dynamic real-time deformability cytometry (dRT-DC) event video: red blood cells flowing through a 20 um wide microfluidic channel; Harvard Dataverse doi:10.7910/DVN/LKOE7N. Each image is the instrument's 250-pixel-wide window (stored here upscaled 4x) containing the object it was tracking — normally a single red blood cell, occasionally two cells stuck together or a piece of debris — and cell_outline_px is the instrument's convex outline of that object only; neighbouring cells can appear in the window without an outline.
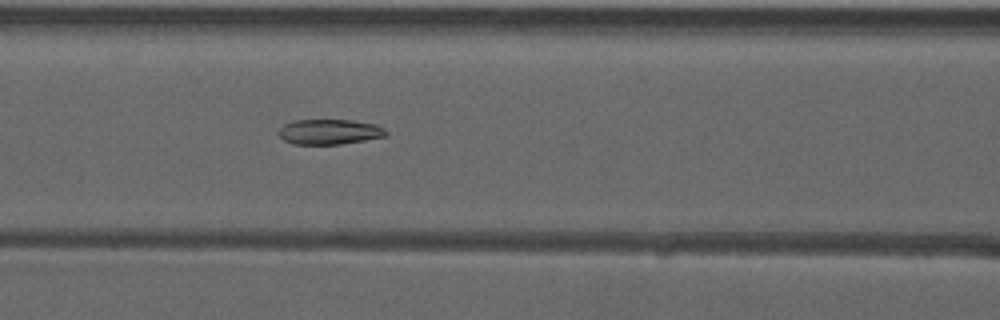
{"species": "common noctule bat (a hibernating species)", "species_latin": "Nyctalus noctula", "temperature_condition": "warm", "stored_images_in_passage": 49, "camera_frame_rate_fps": 3000, "um_per_image_px": 0.085, "animal": {"sex": "male", "forearm_length_mm": 52.5}, "frame": {"image": 1, "passage_image": 23, "time_ms": 7.333, "image_size_px": [1000, 320], "cell_outline_px": [[388, 136], [340, 144], [292, 144], [284, 140], [280, 136], [280, 128], [284, 124], [292, 120], [352, 120], [376, 124], [384, 128], [388, 132]], "centroid_in_image_um": [28.03, 11.2], "position_along_channel_um": 138.6, "area_um2": 15.78}}
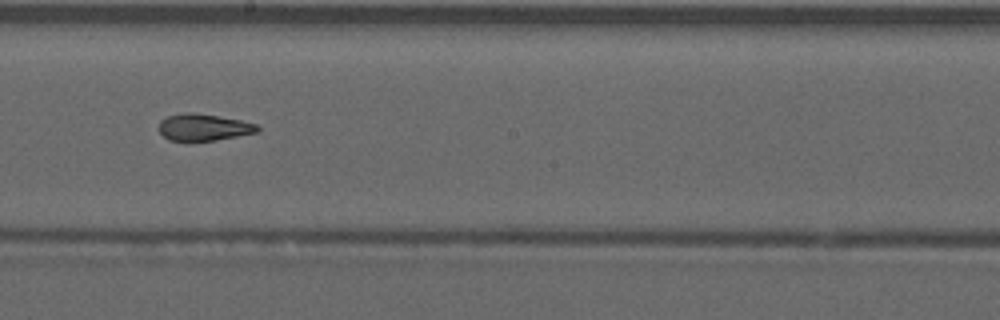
{"frame": {"image": 2, "passage_image": 30, "time_ms": 9.667, "image_size_px": [1000, 320], "cell_outline_px": [[260, 128], [256, 132], [216, 140], [168, 140], [156, 128], [160, 120], [168, 116], [184, 112], [192, 112], [240, 120], [256, 124]], "centroid_in_image_um": [17.24, 10.81], "position_along_channel_um": 231.0, "area_um2": 15.2}}
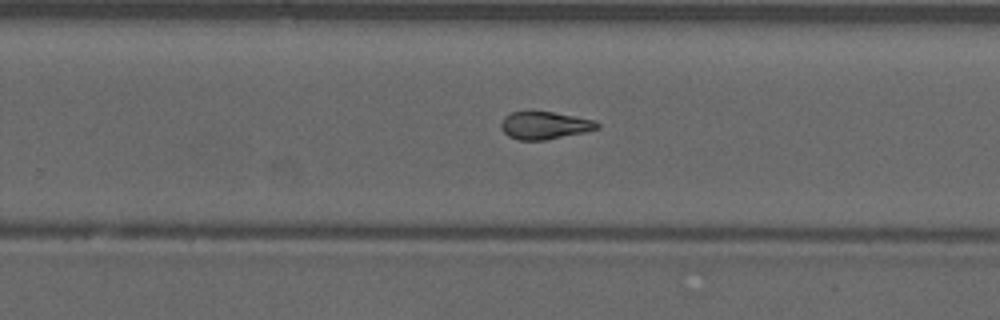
{"frame": {"image": 3, "passage_image": 34, "time_ms": 11.0, "image_size_px": [1000, 320], "cell_outline_px": [[600, 128], [584, 132], [544, 140], [520, 140], [508, 136], [500, 128], [500, 124], [504, 116], [512, 112], [532, 108], [596, 120], [600, 124]], "centroid_in_image_um": [46.26, 10.61], "position_along_channel_um": 283.5, "area_um2": 16.01}}